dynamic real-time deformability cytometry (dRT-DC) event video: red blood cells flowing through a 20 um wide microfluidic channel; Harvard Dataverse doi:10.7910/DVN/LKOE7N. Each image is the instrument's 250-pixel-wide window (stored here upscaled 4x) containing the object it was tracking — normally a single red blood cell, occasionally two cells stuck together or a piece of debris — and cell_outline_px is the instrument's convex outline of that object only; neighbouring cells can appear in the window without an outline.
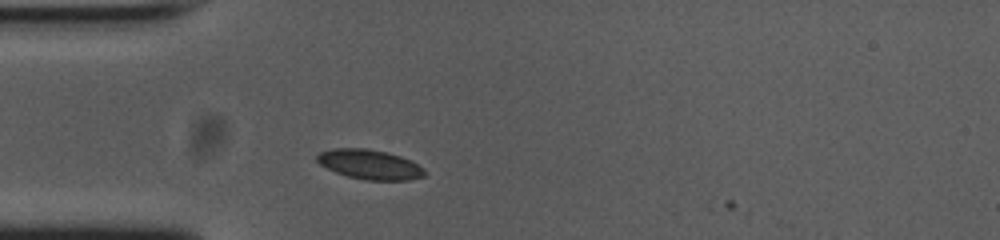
{"species": "common noctule bat (a hibernating species)", "species_latin": "Nyctalus noctula", "temperature_condition": "cold", "stored_images_in_passage": 3, "camera_frame_rate_fps": 3000, "um_per_image_px": 0.085, "animal": {"sex": "female", "body_mass_g": 23.0, "forearm_length_mm": 53.4}, "frame": {"image": 1, "passage_image": 2, "time_ms": 0.333, "image_size_px": [1000, 240], "cell_outline_px": [[428, 172], [424, 176], [408, 180], [368, 180], [348, 176], [336, 172], [320, 164], [316, 160], [316, 156], [320, 152], [332, 148], [364, 148], [388, 152], [400, 156], [424, 168]], "centroid_in_image_um": [31.43, 13.97], "position_along_channel_um": 53.6, "area_um2": 18.5}}